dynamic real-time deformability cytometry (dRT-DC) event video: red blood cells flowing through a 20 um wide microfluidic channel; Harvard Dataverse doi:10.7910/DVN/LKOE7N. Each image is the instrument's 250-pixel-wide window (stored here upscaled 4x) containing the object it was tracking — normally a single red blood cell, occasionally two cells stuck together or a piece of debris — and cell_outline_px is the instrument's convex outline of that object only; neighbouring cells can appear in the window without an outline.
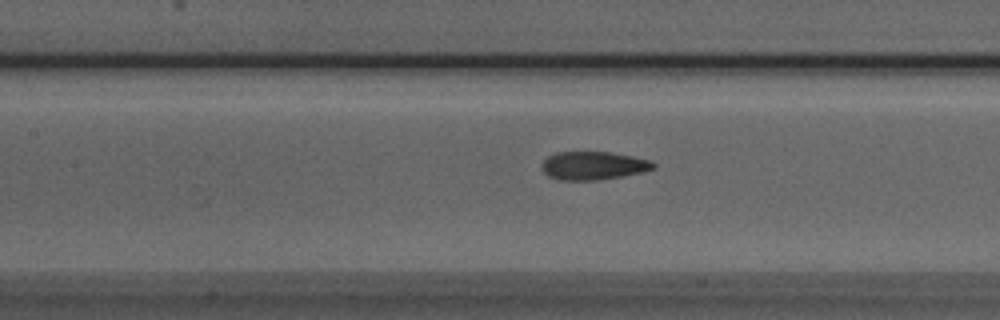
{"species": "Egyptian fruit bat (a non-hibernating species)", "species_latin": "Rousettus aegyptiacus", "temperature_condition": "room temperature", "stored_images_in_passage": 38, "camera_frame_rate_fps": 3000, "um_per_image_px": 0.085, "animal": {"sex": "male"}, "frame": {"image": 1, "passage_image": 9, "time_ms": 2.667, "image_size_px": [1000, 320], "cell_outline_px": [[656, 168], [640, 172], [620, 176], [596, 180], [560, 180], [548, 176], [544, 172], [540, 164], [548, 156], [556, 152], [608, 152], [632, 156], [652, 160], [656, 164]], "centroid_in_image_um": [50.42, 14.07], "position_along_channel_um": 157.0, "area_um2": 18.32}}
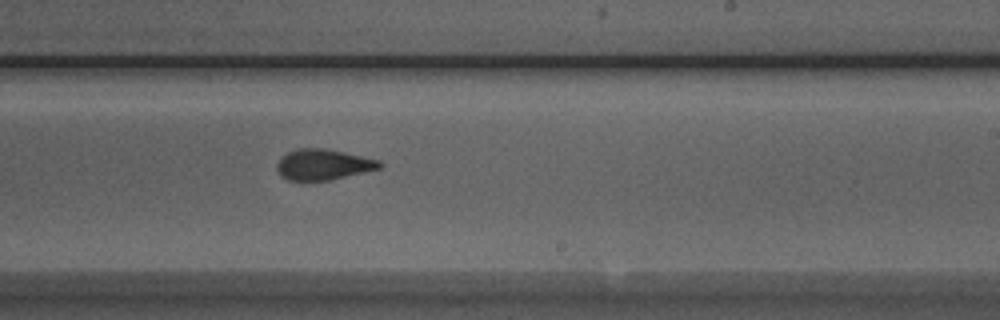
{"frame": {"image": 2, "passage_image": 17, "time_ms": 5.333, "image_size_px": [1000, 320], "cell_outline_px": [[384, 164], [380, 168], [364, 172], [328, 180], [288, 180], [280, 176], [276, 168], [276, 164], [280, 156], [296, 148], [324, 148], [344, 152], [380, 160]], "centroid_in_image_um": [27.44, 13.97], "position_along_channel_um": 261.6, "area_um2": 18.44}}
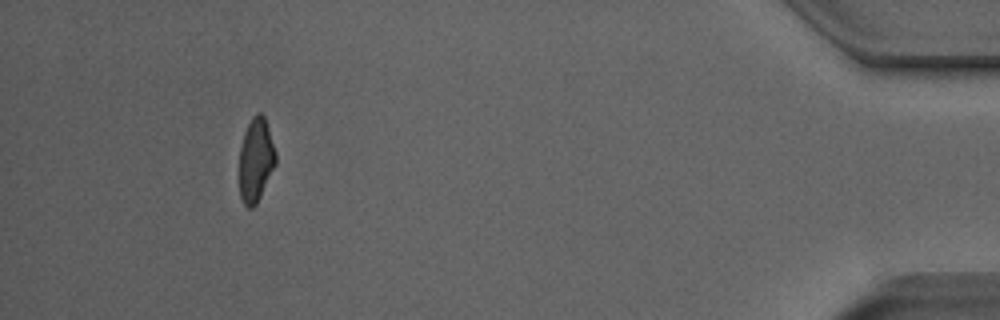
{"frame": {"image": 3, "passage_image": 34, "time_ms": 11.0, "image_size_px": [1000, 320], "cell_outline_px": [[276, 164], [256, 204], [252, 208], [248, 208], [244, 204], [240, 196], [240, 148], [244, 132], [252, 116], [256, 112], [260, 112], [264, 116], [276, 152]], "centroid_in_image_um": [21.75, 13.58], "position_along_channel_um": 413.5, "area_um2": 17.63}, "authors_computed_cell_mechanics": {"area_um2": 18.785, "velocity_mm_per_s": 3.9354, "shape_relaxation_time_tau1_ms": 6.0214, "shape_relaxation_time_tau2_ms": 1.2897, "deformation_change_tau1": 0.1705, "deformation_change_tau2": 0.0817}}